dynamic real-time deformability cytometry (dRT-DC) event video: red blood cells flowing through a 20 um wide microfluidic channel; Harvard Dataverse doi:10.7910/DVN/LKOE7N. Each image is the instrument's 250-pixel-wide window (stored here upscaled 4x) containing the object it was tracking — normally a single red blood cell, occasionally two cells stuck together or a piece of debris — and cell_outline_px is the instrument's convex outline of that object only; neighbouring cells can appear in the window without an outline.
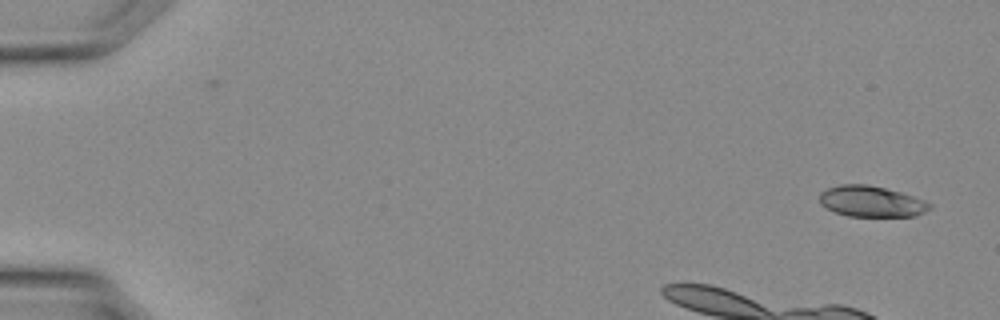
{"species": "Egyptian fruit bat (a non-hibernating species)", "species_latin": "Rousettus aegyptiacus", "temperature_condition": "warm", "stored_images_in_passage": 7, "camera_frame_rate_fps": 3000, "um_per_image_px": 0.085, "animal": {"sex": "female"}, "frame": {"image": 1, "passage_image": 1, "time_ms": 0.0, "image_size_px": [1000, 320], "cell_outline_px": [[932, 208], [916, 216], [848, 216], [836, 212], [820, 204], [820, 192], [828, 188], [840, 184], [868, 184], [900, 192], [924, 200], [932, 204]], "centroid_in_image_um": [74.07, 17.12], "position_along_channel_um": 10.9, "area_um2": 19.77}}